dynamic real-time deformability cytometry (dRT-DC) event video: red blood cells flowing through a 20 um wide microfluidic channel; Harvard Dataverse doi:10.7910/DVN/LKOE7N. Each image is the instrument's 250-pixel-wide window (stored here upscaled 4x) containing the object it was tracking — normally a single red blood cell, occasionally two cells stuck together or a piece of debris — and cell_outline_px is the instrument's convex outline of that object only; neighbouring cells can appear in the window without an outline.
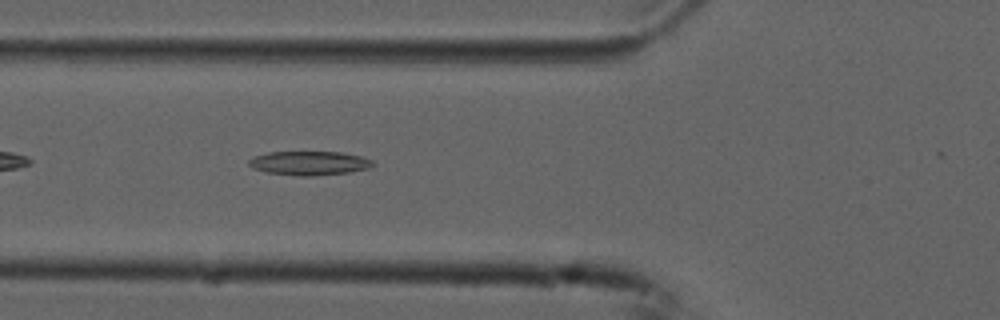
{"species": "common noctule bat (a hibernating species)", "species_latin": "Nyctalus noctula", "temperature_condition": "cold", "stored_images_in_passage": 40, "camera_frame_rate_fps": 3000, "um_per_image_px": 0.085, "animal": {"sex": "male", "forearm_length_mm": 52.5}, "frame": {"image": 1, "passage_image": 6, "time_ms": 1.667, "image_size_px": [1000, 320], "cell_outline_px": [[372, 164], [368, 168], [348, 172], [312, 176], [300, 176], [268, 172], [252, 168], [248, 164], [248, 160], [256, 156], [268, 152], [340, 152], [360, 156], [372, 160]], "centroid_in_image_um": [26.25, 13.86], "position_along_channel_um": 99.5, "area_um2": 17.05}}
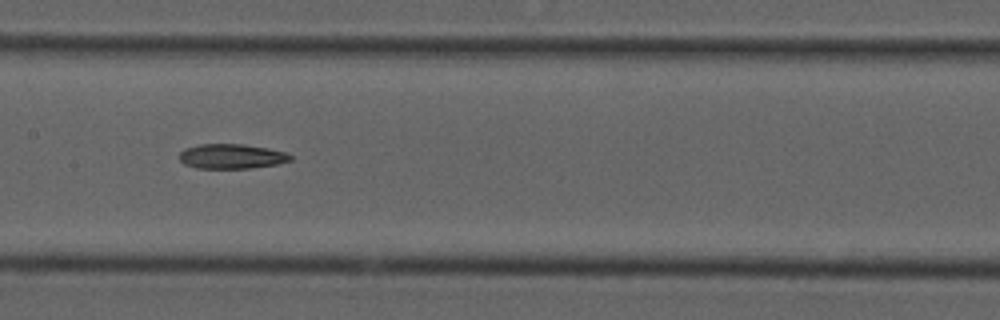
{"frame": {"image": 2, "passage_image": 13, "time_ms": 4.0, "image_size_px": [1000, 320], "cell_outline_px": [[292, 160], [276, 164], [248, 168], [196, 168], [184, 164], [180, 160], [180, 152], [188, 148], [200, 144], [244, 144], [268, 148], [284, 152], [292, 156]], "centroid_in_image_um": [19.69, 13.29], "position_along_channel_um": 187.7, "area_um2": 15.84}}
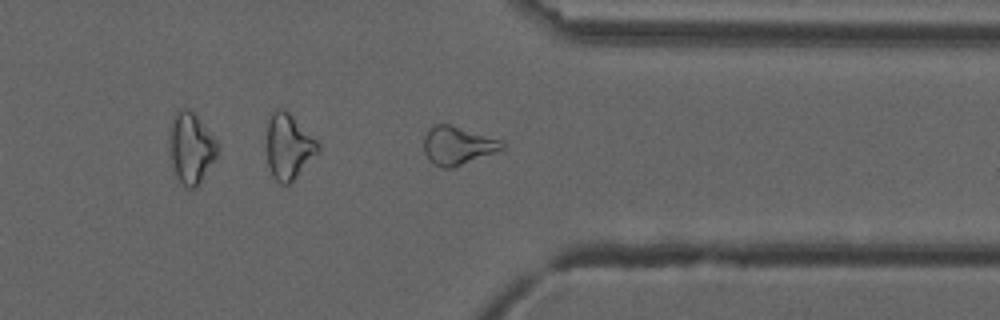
{"frame": {"image": 3, "passage_image": 28, "time_ms": 9.0, "image_size_px": [1000, 320], "cell_outline_px": [[504, 148], [452, 168], [444, 168], [432, 164], [428, 160], [424, 152], [424, 136], [428, 128], [436, 124], [448, 124], [504, 140]], "centroid_in_image_um": [38.87, 12.36], "position_along_channel_um": 372.5, "area_um2": 17.4}}